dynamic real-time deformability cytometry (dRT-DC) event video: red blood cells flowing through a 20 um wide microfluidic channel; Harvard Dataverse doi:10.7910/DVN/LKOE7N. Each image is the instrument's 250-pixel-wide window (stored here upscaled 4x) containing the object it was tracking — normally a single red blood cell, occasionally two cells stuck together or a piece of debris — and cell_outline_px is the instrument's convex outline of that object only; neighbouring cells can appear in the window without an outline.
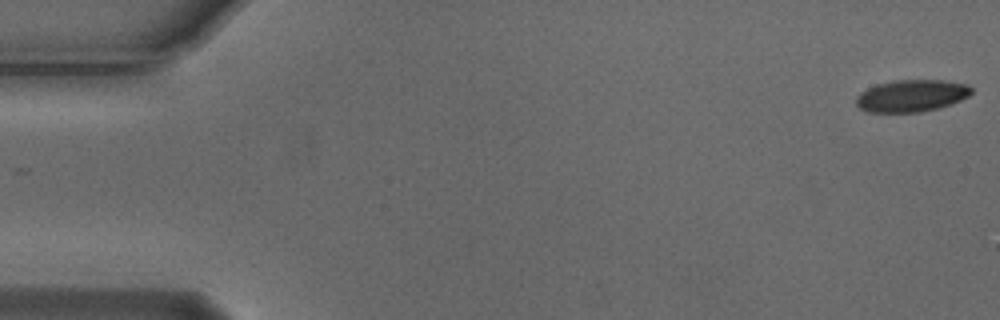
{"species": "Egyptian fruit bat (a non-hibernating species)", "species_latin": "Rousettus aegyptiacus", "temperature_condition": "cold", "stored_images_in_passage": 54, "camera_frame_rate_fps": 3000, "um_per_image_px": 0.085, "animal": {"sex": "male"}, "frame": {"image": 1, "passage_image": 1, "time_ms": 0.0, "image_size_px": [1000, 320], "cell_outline_px": [[972, 92], [968, 96], [952, 104], [940, 108], [920, 112], [868, 112], [860, 108], [856, 104], [856, 96], [860, 92], [868, 88], [892, 80], [944, 80], [968, 84], [972, 88]], "centroid_in_image_um": [77.5, 8.14], "position_along_channel_um": 7.5, "area_um2": 21.62}}
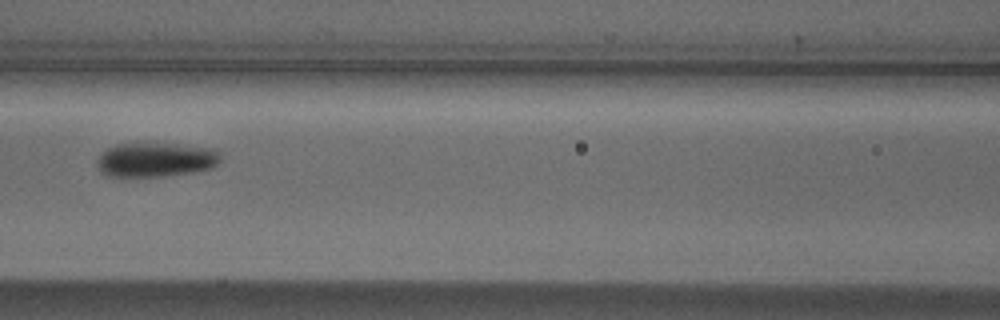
{"frame": {"image": 2, "passage_image": 24, "time_ms": 7.667, "image_size_px": [1000, 320], "cell_outline_px": [[220, 160], [212, 168], [192, 172], [164, 176], [104, 176], [100, 172], [96, 164], [96, 160], [100, 152], [116, 144], [176, 144], [216, 148], [220, 152]], "centroid_in_image_um": [13.21, 13.58], "position_along_channel_um": 153.4, "area_um2": 24.85}}
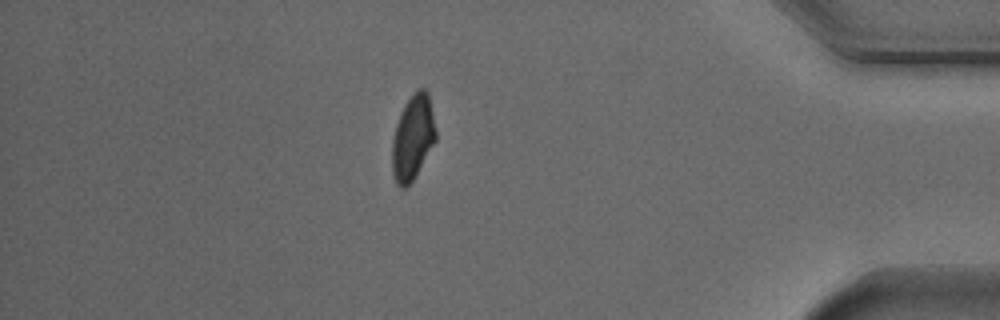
{"frame": {"image": 3, "passage_image": 47, "time_ms": 15.333, "image_size_px": [1000, 320], "cell_outline_px": [[436, 140], [412, 180], [404, 188], [400, 188], [396, 184], [392, 172], [392, 140], [396, 124], [400, 112], [404, 104], [416, 88], [424, 88], [428, 92], [436, 132]], "centroid_in_image_um": [35.07, 11.66], "position_along_channel_um": 400.1, "area_um2": 21.5}, "authors_computed_cell_mechanics": {"area_um2": 23.12, "velocity_mm_per_s": 3.7642, "shape_relaxation_time_tau1_ms": 4.4534, "shape_relaxation_time_tau2_ms": 3.7013, "deformation_change_tau1": 0.1073, "deformation_change_tau2": 0.064}}